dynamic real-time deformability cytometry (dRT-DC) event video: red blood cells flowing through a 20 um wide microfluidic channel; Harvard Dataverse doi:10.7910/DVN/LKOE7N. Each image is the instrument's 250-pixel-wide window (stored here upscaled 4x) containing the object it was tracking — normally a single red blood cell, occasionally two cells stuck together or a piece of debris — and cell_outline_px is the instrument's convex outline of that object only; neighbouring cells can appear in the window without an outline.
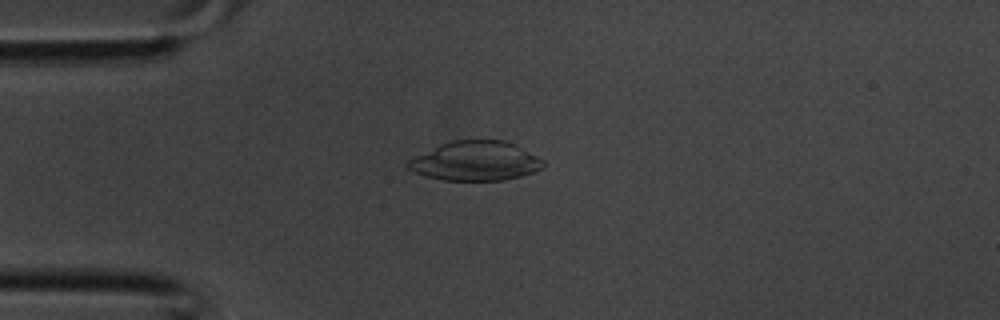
{"species": "common noctule bat (a hibernating species)", "species_latin": "Nyctalus noctula", "temperature_condition": "room temperature", "stored_images_in_passage": 16, "camera_frame_rate_fps": 3000, "um_per_image_px": 0.085, "animal": {"sex": "male", "body_mass_g": 20.1, "forearm_length_mm": 53.5}, "frame": {"image": 1, "passage_image": 9, "time_ms": 2.667, "image_size_px": [1000, 320], "cell_outline_px": [[544, 168], [520, 176], [504, 180], [444, 180], [424, 176], [408, 168], [404, 164], [408, 160], [440, 144], [452, 140], [504, 140], [516, 144], [544, 160]], "centroid_in_image_um": [40.42, 13.68], "position_along_channel_um": 44.6, "area_um2": 31.04}}
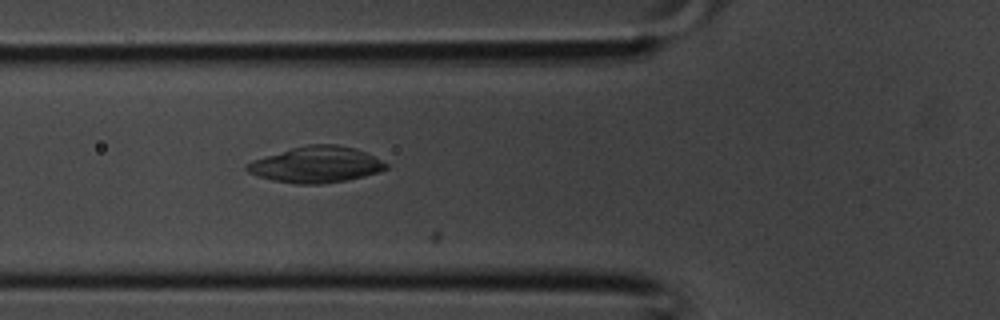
{"frame": {"image": 2, "passage_image": 13, "time_ms": 4.0, "image_size_px": [1000, 320], "cell_outline_px": [[388, 168], [380, 172], [348, 180], [320, 184], [296, 184], [272, 180], [256, 176], [248, 172], [244, 168], [244, 164], [252, 160], [264, 156], [292, 148], [308, 144], [336, 144], [356, 148], [388, 164]], "centroid_in_image_um": [26.84, 14.0], "position_along_channel_um": 99.0, "area_um2": 29.36}}